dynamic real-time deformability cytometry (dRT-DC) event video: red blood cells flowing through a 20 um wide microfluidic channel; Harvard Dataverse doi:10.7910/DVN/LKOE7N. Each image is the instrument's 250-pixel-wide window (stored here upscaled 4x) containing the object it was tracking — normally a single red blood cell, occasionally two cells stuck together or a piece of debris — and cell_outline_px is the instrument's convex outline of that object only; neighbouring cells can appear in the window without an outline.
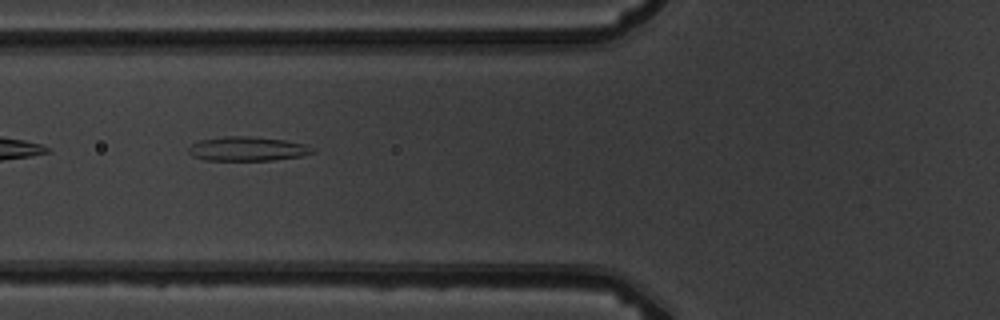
{"species": "common noctule bat (a hibernating species)", "species_latin": "Nyctalus noctula", "temperature_condition": "warm", "stored_images_in_passage": 8, "camera_frame_rate_fps": 3000, "um_per_image_px": 0.085, "animal": {"sex": "male", "body_mass_g": 19.5, "forearm_length_mm": 54.6}, "frame": {"image": 1, "passage_image": 3, "time_ms": 2.333, "image_size_px": [1000, 320], "cell_outline_px": [[316, 152], [304, 156], [272, 160], [204, 160], [192, 156], [188, 152], [188, 148], [192, 144], [200, 140], [224, 136], [248, 136], [284, 140], [308, 144], [316, 148]], "centroid_in_image_um": [21.09, 12.65], "position_along_channel_um": 104.7, "area_um2": 17.74}}
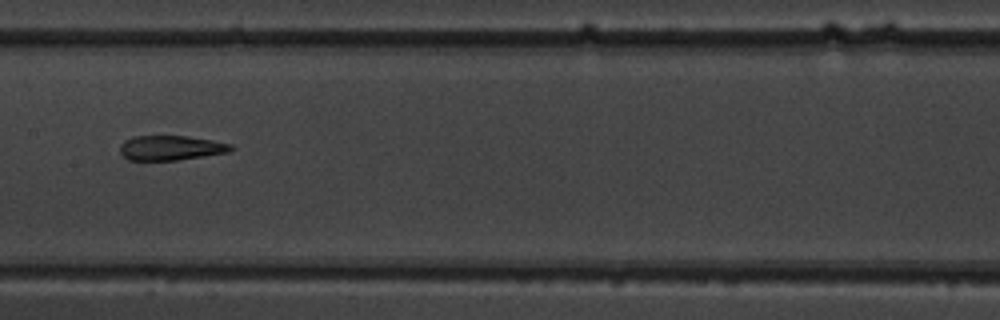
{"frame": {"image": 2, "passage_image": 5, "time_ms": 4.667, "image_size_px": [1000, 320], "cell_outline_px": [[236, 148], [228, 152], [204, 156], [176, 160], [128, 160], [120, 152], [120, 144], [124, 140], [132, 136], [188, 136], [212, 140], [232, 144]], "centroid_in_image_um": [14.52, 12.56], "position_along_channel_um": 192.9, "area_um2": 16.07}}
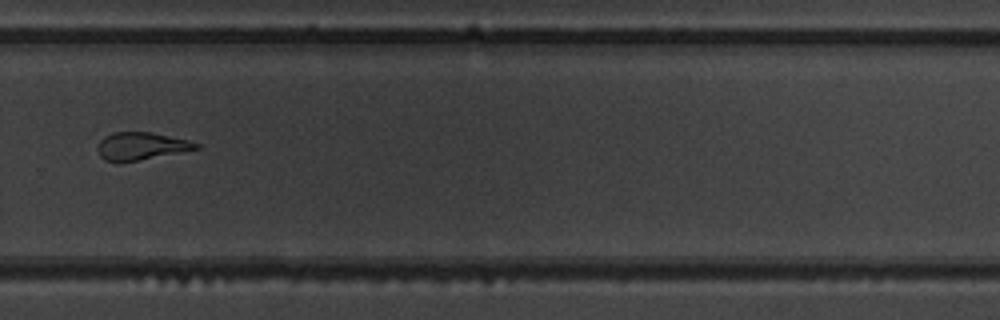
{"frame": {"image": 3, "passage_image": 8, "time_ms": 8.0, "image_size_px": [1000, 320], "cell_outline_px": [[200, 148], [120, 164], [116, 164], [104, 160], [100, 156], [96, 148], [100, 140], [104, 136], [112, 132], [152, 132], [188, 140], [200, 144]], "centroid_in_image_um": [11.93, 12.44], "position_along_channel_um": 317.9, "area_um2": 16.18}}